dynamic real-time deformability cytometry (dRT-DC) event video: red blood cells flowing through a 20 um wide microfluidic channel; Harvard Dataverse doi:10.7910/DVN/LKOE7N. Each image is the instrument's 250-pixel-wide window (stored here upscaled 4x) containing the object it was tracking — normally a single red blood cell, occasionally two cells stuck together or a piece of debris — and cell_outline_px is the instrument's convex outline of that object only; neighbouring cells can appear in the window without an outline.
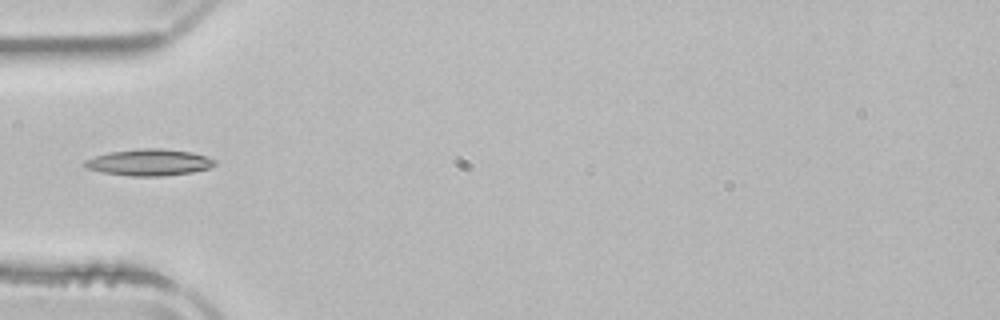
{"species": "common noctule bat (a hibernating species)", "species_latin": "Nyctalus noctula", "temperature_condition": "room temperature", "stored_images_in_passage": 36, "camera_frame_rate_fps": 3000, "um_per_image_px": 0.085, "animal": {"sex": "male", "body_mass_g": 21.5, "forearm_length_mm": 52.0}, "frame": {"image": 1, "passage_image": 1, "time_ms": 0.0, "image_size_px": [1000, 320], "cell_outline_px": [[216, 164], [208, 168], [192, 172], [160, 176], [132, 176], [104, 172], [88, 168], [84, 164], [84, 160], [108, 152], [140, 148], [160, 148], [192, 152], [216, 160]], "centroid_in_image_um": [12.69, 13.79], "position_along_channel_um": 72.3, "area_um2": 19.88}}
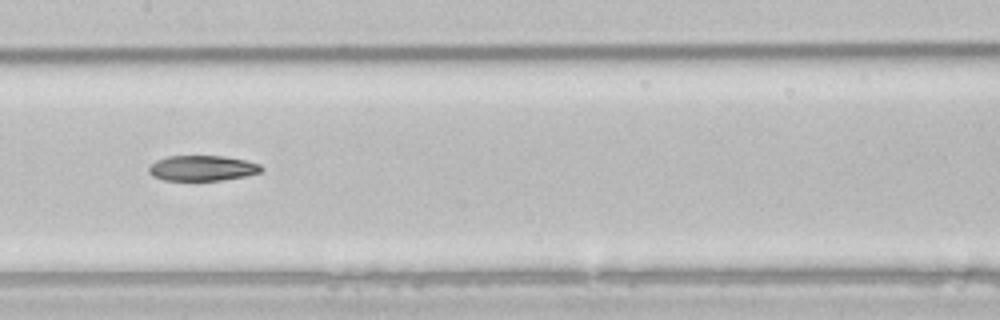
{"frame": {"image": 2, "passage_image": 10, "time_ms": 3.0, "image_size_px": [1000, 320], "cell_outline_px": [[264, 168], [260, 172], [248, 176], [220, 180], [164, 180], [152, 176], [148, 172], [148, 168], [156, 160], [168, 156], [224, 156], [244, 160], [260, 164]], "centroid_in_image_um": [17.2, 14.29], "position_along_channel_um": 190.2, "area_um2": 16.65}}
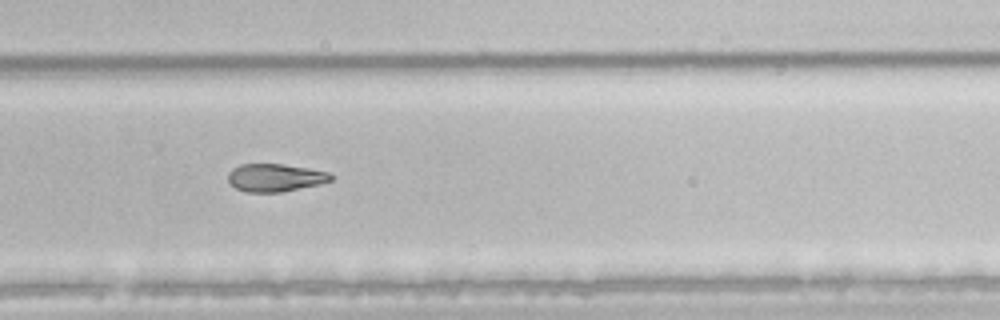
{"frame": {"image": 3, "passage_image": 19, "time_ms": 6.0, "image_size_px": [1000, 320], "cell_outline_px": [[336, 176], [332, 180], [320, 184], [280, 192], [244, 192], [236, 188], [228, 180], [228, 172], [232, 168], [240, 164], [284, 164], [332, 172]], "centroid_in_image_um": [23.43, 15.09], "position_along_channel_um": 306.4, "area_um2": 16.88}}